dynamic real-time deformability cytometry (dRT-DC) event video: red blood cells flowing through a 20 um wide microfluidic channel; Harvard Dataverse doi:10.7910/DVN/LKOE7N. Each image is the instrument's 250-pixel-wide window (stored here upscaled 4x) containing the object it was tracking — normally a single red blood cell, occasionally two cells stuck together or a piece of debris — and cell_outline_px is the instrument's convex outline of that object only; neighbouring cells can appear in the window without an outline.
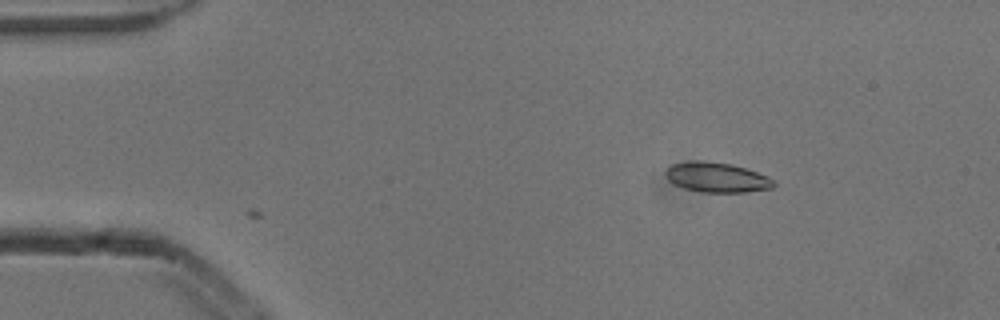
{"species": "common noctule bat (a hibernating species)", "species_latin": "Nyctalus noctula", "temperature_condition": "cold", "stored_images_in_passage": 3, "camera_frame_rate_fps": 3000, "um_per_image_px": 0.085, "animal": {"sex": "male", "body_mass_g": 13.3}, "frame": {"image": 1, "passage_image": 3, "time_ms": 0.667, "image_size_px": [1000, 320], "cell_outline_px": [[776, 184], [772, 188], [748, 192], [700, 192], [684, 188], [672, 184], [664, 176], [664, 172], [672, 164], [692, 160], [700, 160], [732, 164], [768, 176], [776, 180]], "centroid_in_image_um": [60.91, 15.08], "position_along_channel_um": 24.1, "area_um2": 19.07}}